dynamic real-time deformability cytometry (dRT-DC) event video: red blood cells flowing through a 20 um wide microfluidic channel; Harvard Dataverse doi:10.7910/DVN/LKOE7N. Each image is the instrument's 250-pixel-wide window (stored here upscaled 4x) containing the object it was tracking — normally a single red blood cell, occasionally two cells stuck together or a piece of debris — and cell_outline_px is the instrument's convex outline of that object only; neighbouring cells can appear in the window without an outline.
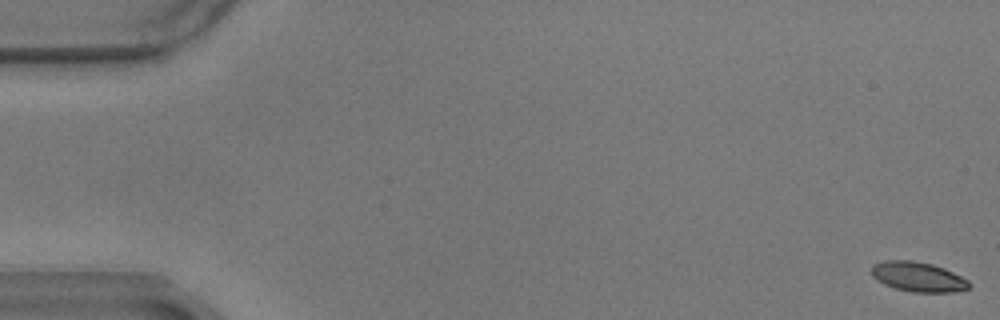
{"species": "common noctule bat (a hibernating species)", "species_latin": "Nyctalus noctula", "temperature_condition": "warm", "stored_images_in_passage": 54, "camera_frame_rate_fps": 3000, "um_per_image_px": 0.085, "animal": {"sex": "male", "body_mass_g": 17.9}, "frame": {"image": 1, "passage_image": 1, "time_ms": 0.0, "image_size_px": [1000, 320], "cell_outline_px": [[972, 284], [968, 288], [956, 292], [912, 292], [896, 288], [884, 284], [872, 276], [872, 264], [884, 260], [912, 260], [932, 264], [944, 268], [968, 280]], "centroid_in_image_um": [78.04, 23.52], "position_along_channel_um": 7.0, "area_um2": 16.94}}
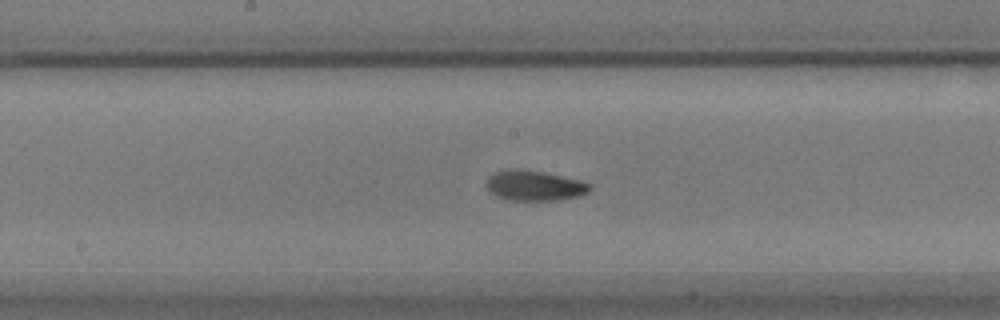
{"frame": {"image": 2, "passage_image": 31, "time_ms": 10.0, "image_size_px": [1000, 320], "cell_outline_px": [[592, 188], [588, 192], [576, 196], [556, 200], [508, 200], [492, 192], [484, 184], [488, 176], [492, 172], [508, 168], [520, 168], [544, 172], [580, 180], [592, 184]], "centroid_in_image_um": [45.4, 15.74], "position_along_channel_um": 202.8, "area_um2": 18.32}}
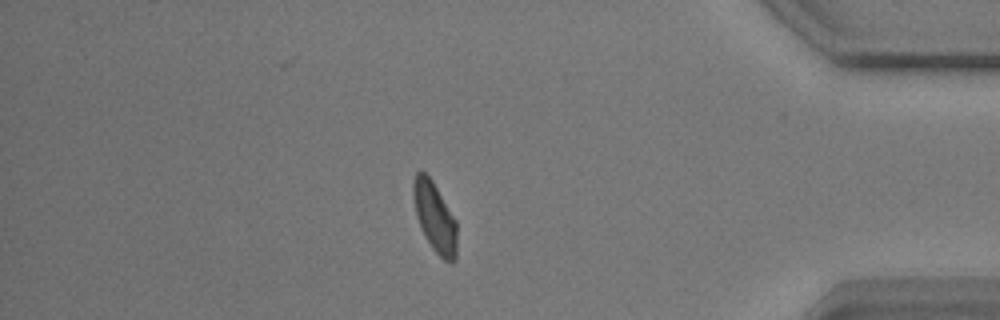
{"frame": {"image": 3, "passage_image": 51, "time_ms": 16.667, "image_size_px": [1000, 320], "cell_outline_px": [[456, 260], [452, 264], [444, 260], [432, 248], [424, 236], [420, 228], [416, 216], [412, 196], [412, 180], [416, 172], [420, 168], [432, 180], [456, 220]], "centroid_in_image_um": [36.92, 18.44], "position_along_channel_um": 398.3, "area_um2": 18.03}}